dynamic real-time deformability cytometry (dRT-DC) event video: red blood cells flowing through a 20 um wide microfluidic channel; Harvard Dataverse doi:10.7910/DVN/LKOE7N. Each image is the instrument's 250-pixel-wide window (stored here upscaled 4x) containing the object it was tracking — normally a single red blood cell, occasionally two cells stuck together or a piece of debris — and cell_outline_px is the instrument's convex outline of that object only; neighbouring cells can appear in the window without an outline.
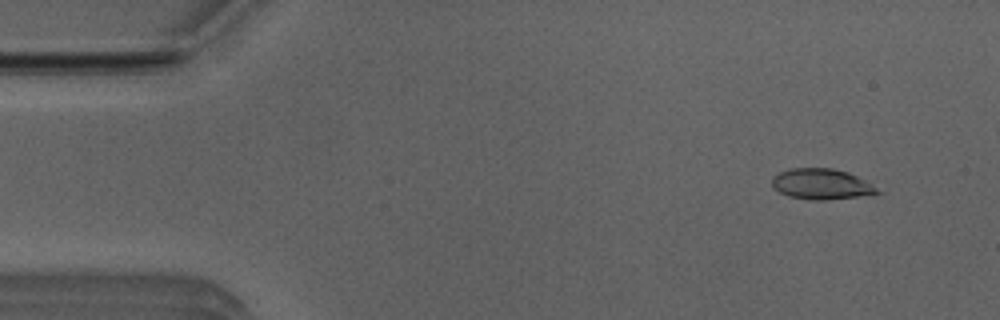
{"species": "Egyptian fruit bat (a non-hibernating species)", "species_latin": "Rousettus aegyptiacus", "temperature_condition": "room temperature", "stored_images_in_passage": 47, "camera_frame_rate_fps": 3000, "um_per_image_px": 0.085, "animal": {"sex": "male"}, "frame": {"image": 1, "passage_image": 4, "time_ms": 1.0, "image_size_px": [1000, 320], "cell_outline_px": [[880, 192], [856, 196], [824, 200], [812, 200], [788, 196], [780, 192], [772, 184], [772, 176], [788, 168], [832, 168], [848, 172], [872, 184]], "centroid_in_image_um": [69.77, 15.63], "position_along_channel_um": 15.2, "area_um2": 18.5}}
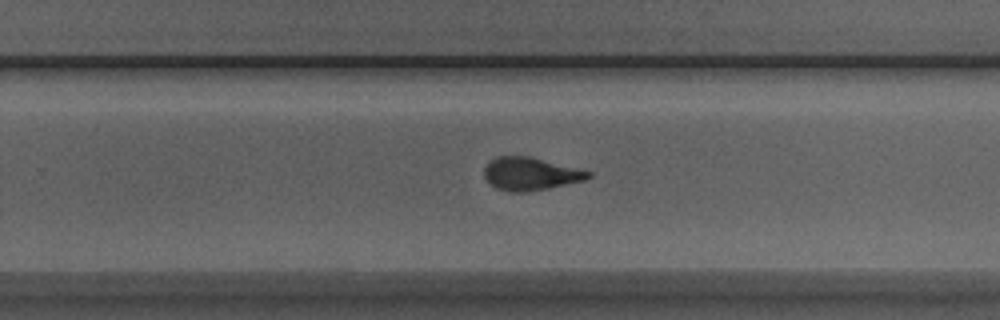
{"frame": {"image": 2, "passage_image": 32, "time_ms": 10.333, "image_size_px": [1000, 320], "cell_outline_px": [[592, 176], [584, 180], [548, 188], [528, 192], [512, 192], [496, 188], [484, 176], [484, 168], [496, 156], [528, 156], [592, 172]], "centroid_in_image_um": [45.08, 14.78], "position_along_channel_um": 284.7, "area_um2": 19.59}}
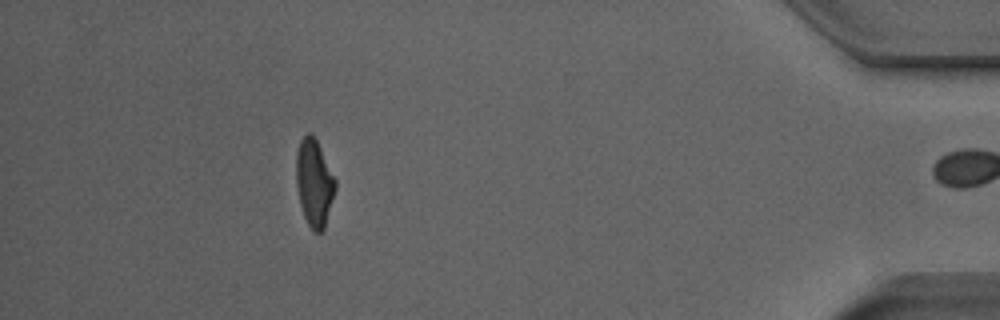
{"frame": {"image": 3, "passage_image": 46, "time_ms": 15.0, "image_size_px": [1000, 320], "cell_outline_px": [[336, 188], [324, 228], [320, 232], [316, 232], [308, 224], [304, 216], [300, 204], [296, 184], [296, 152], [300, 140], [308, 132], [316, 140], [336, 180]], "centroid_in_image_um": [26.69, 15.53], "position_along_channel_um": 408.5, "area_um2": 19.54}, "authors_computed_cell_mechanics": {"area_um2": 19.7676, "velocity_mm_per_s": 3.9583, "shape_relaxation_time_tau1_ms": 3.9522, "shape_relaxation_time_tau2_ms": 0.9203, "deformation_change_tau1": 0.1924, "deformation_change_tau2": 0.0888}}